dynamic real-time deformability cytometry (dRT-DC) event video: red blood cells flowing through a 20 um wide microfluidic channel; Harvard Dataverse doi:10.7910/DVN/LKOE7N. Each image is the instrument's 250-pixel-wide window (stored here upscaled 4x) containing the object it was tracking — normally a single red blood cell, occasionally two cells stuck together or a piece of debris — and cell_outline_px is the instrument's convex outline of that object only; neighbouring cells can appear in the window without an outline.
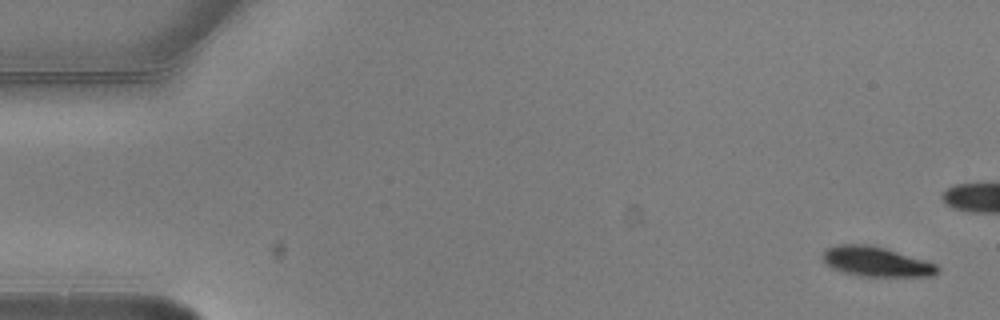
{"species": "common noctule bat (a hibernating species)", "species_latin": "Nyctalus noctula", "temperature_condition": "warm", "stored_images_in_passage": 4, "camera_frame_rate_fps": 3000, "um_per_image_px": 0.085, "animal": {"sex": "male", "body_mass_g": 20.5, "forearm_length_mm": 52.5}, "frame": {"image": 1, "passage_image": 1, "time_ms": 0.0, "image_size_px": [1000, 320], "cell_outline_px": [[940, 272], [932, 276], [860, 276], [840, 272], [832, 268], [820, 256], [828, 248], [836, 244], [872, 244], [924, 260], [936, 264], [940, 268]], "centroid_in_image_um": [74.47, 22.24], "position_along_channel_um": 10.5, "area_um2": 20.0}}